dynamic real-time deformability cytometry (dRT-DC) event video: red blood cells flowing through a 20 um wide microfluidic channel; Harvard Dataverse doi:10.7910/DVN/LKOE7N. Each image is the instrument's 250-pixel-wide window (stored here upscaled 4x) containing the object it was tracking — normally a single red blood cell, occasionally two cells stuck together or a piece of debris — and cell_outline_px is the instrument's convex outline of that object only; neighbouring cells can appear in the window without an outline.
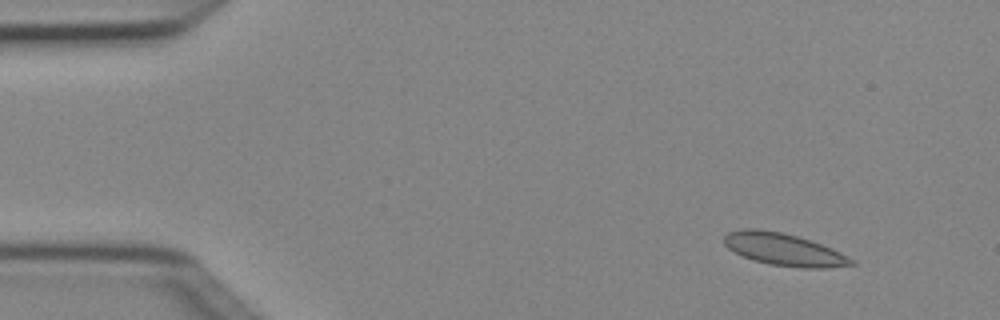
{"species": "Egyptian fruit bat (a non-hibernating species)", "species_latin": "Rousettus aegyptiacus", "temperature_condition": "cold", "stored_images_in_passage": 6, "camera_frame_rate_fps": 3000, "um_per_image_px": 0.085, "animal": {"sex": "female"}, "frame": {"image": 1, "passage_image": 2, "time_ms": 0.333, "image_size_px": [1000, 320], "cell_outline_px": [[856, 264], [828, 268], [800, 268], [768, 264], [752, 260], [728, 248], [724, 244], [724, 236], [728, 232], [744, 228], [756, 228], [780, 232], [796, 236], [832, 248], [856, 260]], "centroid_in_image_um": [66.64, 21.21], "position_along_channel_um": 18.4, "area_um2": 23.93}}
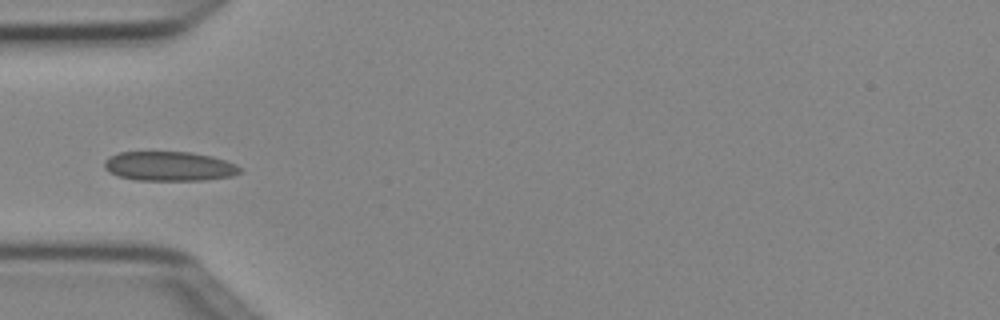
{"frame": {"image": 2, "passage_image": 5, "time_ms": 1.333, "image_size_px": [1000, 320], "cell_outline_px": [[244, 172], [232, 176], [204, 180], [136, 180], [120, 176], [104, 168], [104, 160], [108, 156], [120, 152], [192, 152], [212, 156], [236, 164]], "centroid_in_image_um": [14.41, 14.12], "position_along_channel_um": 70.6, "area_um2": 23.29}}
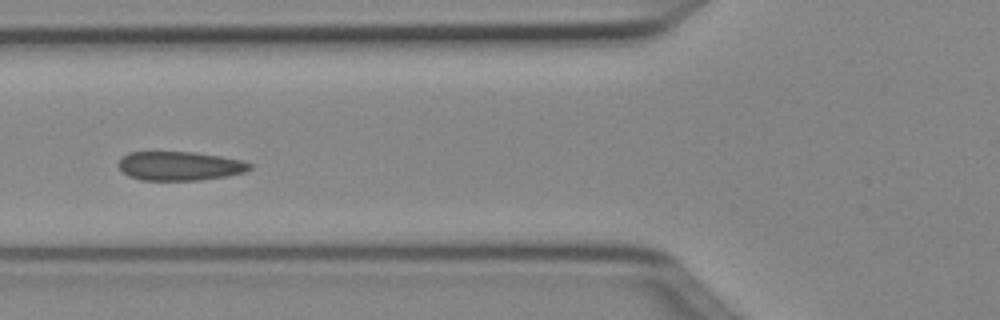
{"frame": {"image": 3, "passage_image": 6, "time_ms": 1.667, "image_size_px": [1000, 320], "cell_outline_px": [[252, 168], [244, 172], [228, 176], [200, 180], [140, 180], [128, 176], [116, 164], [128, 152], [196, 152], [244, 160], [252, 164]], "centroid_in_image_um": [15.3, 14.11], "position_along_channel_um": 110.5, "area_um2": 22.31}}